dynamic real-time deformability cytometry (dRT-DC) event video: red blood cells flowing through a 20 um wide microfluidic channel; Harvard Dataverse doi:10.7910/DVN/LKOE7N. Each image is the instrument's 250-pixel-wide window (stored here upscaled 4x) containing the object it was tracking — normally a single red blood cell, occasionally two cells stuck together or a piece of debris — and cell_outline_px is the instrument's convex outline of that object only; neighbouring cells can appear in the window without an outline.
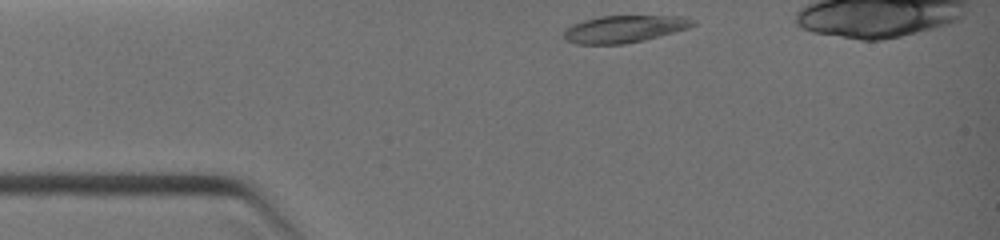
{"species": "common noctule bat (a hibernating species)", "species_latin": "Nyctalus noctula", "temperature_condition": "warm", "stored_images_in_passage": 3, "camera_frame_rate_fps": 3000, "um_per_image_px": 0.085, "animal": {"sex": "female", "body_mass_g": 19.0, "forearm_length_mm": 51.5}, "frame": {"image": 1, "passage_image": 1, "time_ms": 0.0, "image_size_px": [1000, 240], "cell_outline_px": [[696, 24], [688, 28], [644, 40], [624, 44], [576, 44], [564, 40], [564, 32], [572, 24], [584, 20], [600, 16], [684, 16], [696, 20]], "centroid_in_image_um": [53.07, 2.46], "position_along_channel_um": 31.9, "area_um2": 20.4}}